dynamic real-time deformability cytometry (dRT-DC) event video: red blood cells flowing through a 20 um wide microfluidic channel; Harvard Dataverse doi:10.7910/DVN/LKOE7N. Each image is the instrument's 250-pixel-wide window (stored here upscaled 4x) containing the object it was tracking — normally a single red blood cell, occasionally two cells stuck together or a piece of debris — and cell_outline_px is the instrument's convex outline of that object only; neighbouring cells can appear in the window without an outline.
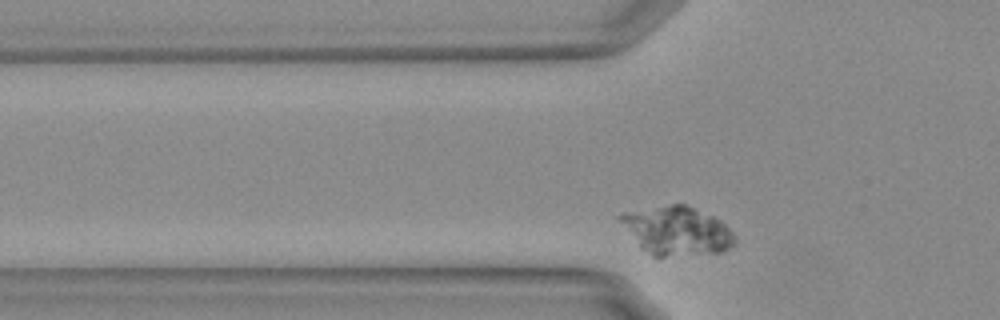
{"species": "Egyptian fruit bat (a non-hibernating species)", "species_latin": "Rousettus aegyptiacus", "temperature_condition": "warm", "stored_images_in_passage": 33, "camera_frame_rate_fps": 3000, "um_per_image_px": 0.085, "animal": {"sex": "female"}, "frame": {"image": 1, "passage_image": 3, "time_ms": 0.667, "image_size_px": [1000, 320], "cell_outline_px": [[736, 244], [724, 252], [656, 260], [640, 248], [616, 216], [624, 212], [668, 204], [684, 204], [712, 216], [720, 220], [732, 232], [736, 240]], "centroid_in_image_um": [57.52, 19.68], "position_along_channel_um": 68.3, "area_um2": 33.29}}
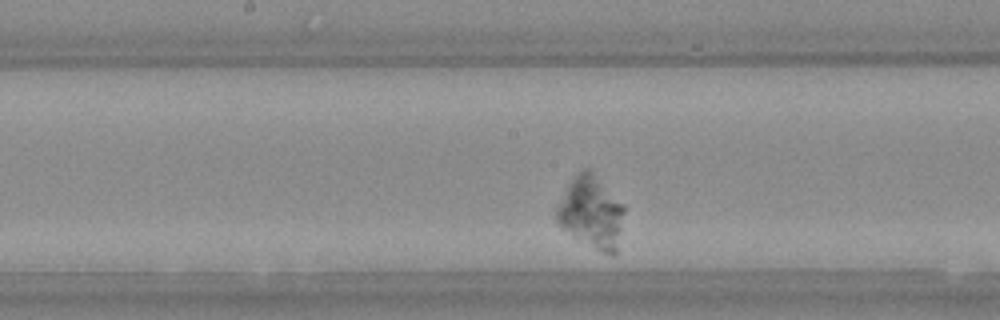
{"frame": {"image": 2, "passage_image": 15, "time_ms": 4.667, "image_size_px": [1000, 320], "cell_outline_px": [[624, 212], [616, 252], [612, 256], [596, 248], [560, 228], [556, 224], [556, 208], [568, 188], [576, 176], [584, 168], [592, 168], [624, 204]], "centroid_in_image_um": [50.29, 18.02], "position_along_channel_um": 197.9, "area_um2": 27.98}}
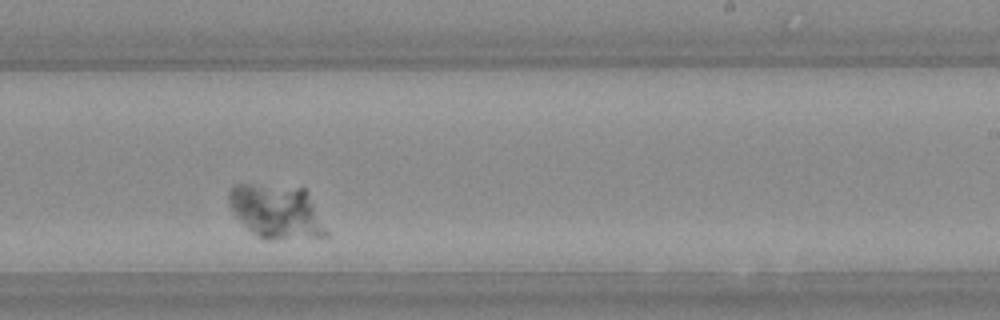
{"frame": {"image": 3, "passage_image": 21, "time_ms": 6.667, "image_size_px": [1000, 320], "cell_outline_px": [[328, 236], [268, 240], [264, 240], [256, 236], [232, 212], [228, 204], [228, 192], [232, 184], [248, 184], [304, 188], [328, 232]], "centroid_in_image_um": [23.45, 17.99], "position_along_channel_um": 265.5, "area_um2": 30.35}}